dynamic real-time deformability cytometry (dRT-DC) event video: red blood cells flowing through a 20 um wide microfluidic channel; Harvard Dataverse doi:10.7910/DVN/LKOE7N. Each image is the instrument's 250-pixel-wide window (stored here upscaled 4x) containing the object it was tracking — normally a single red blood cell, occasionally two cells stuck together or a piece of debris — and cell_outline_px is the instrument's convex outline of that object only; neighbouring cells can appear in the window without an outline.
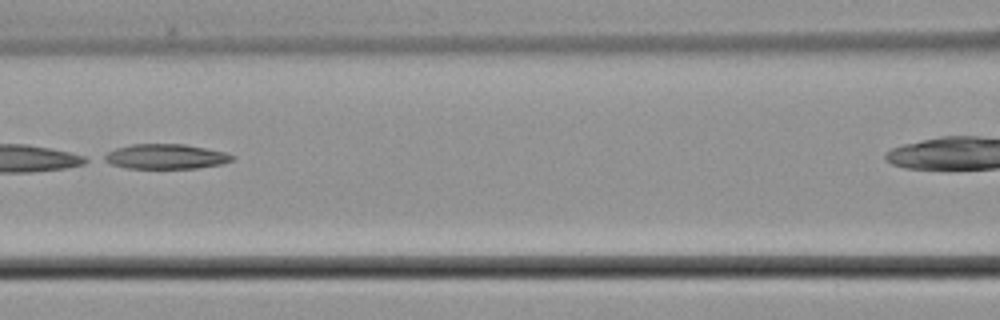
{"species": "common noctule bat (a hibernating species)", "species_latin": "Nyctalus noctula", "temperature_condition": "cold", "stored_images_in_passage": 4, "camera_frame_rate_fps": 3000, "um_per_image_px": 0.085, "animal": {"sex": "male", "body_mass_g": 21.5, "forearm_length_mm": 52.0}, "frame": {"image": 1, "passage_image": 4, "time_ms": 3.333, "image_size_px": [1000, 320], "cell_outline_px": [[236, 160], [220, 164], [196, 168], [128, 168], [112, 164], [104, 160], [100, 156], [116, 148], [132, 144], [184, 144], [224, 152], [236, 156]], "centroid_in_image_um": [14.09, 13.3], "position_along_channel_um": 152.5, "area_um2": 18.5}}